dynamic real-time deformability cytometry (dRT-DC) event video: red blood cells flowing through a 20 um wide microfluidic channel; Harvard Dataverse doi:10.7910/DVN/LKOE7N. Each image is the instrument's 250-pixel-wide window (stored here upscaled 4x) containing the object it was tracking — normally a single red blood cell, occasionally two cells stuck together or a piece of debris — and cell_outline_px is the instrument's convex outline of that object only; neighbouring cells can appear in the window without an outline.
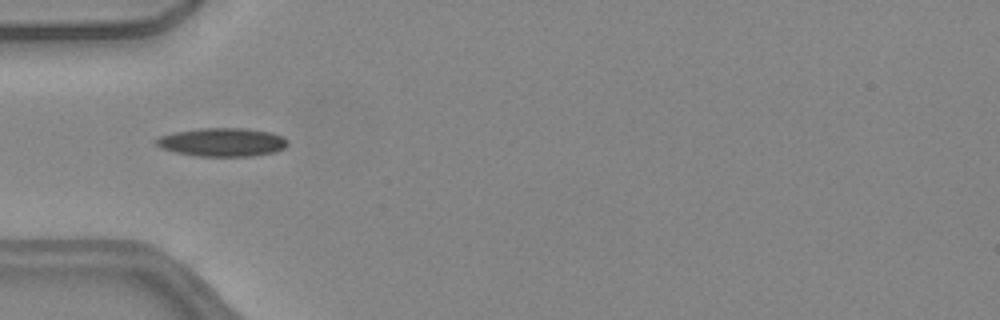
{"species": "common noctule bat (a hibernating species)", "species_latin": "Nyctalus noctula", "temperature_condition": "warm", "stored_images_in_passage": 51, "camera_frame_rate_fps": 3000, "um_per_image_px": 0.085, "animal": {"sex": "female", "body_mass_g": 24.6, "forearm_length_mm": 56.2}, "frame": {"image": 1, "passage_image": 17, "time_ms": 5.333, "image_size_px": [1000, 320], "cell_outline_px": [[288, 144], [284, 148], [276, 152], [252, 156], [200, 156], [176, 152], [160, 148], [156, 144], [156, 140], [160, 136], [176, 132], [200, 128], [244, 128], [272, 132], [284, 136], [288, 140]], "centroid_in_image_um": [18.95, 12.08], "position_along_channel_um": 66.1, "area_um2": 21.85}}
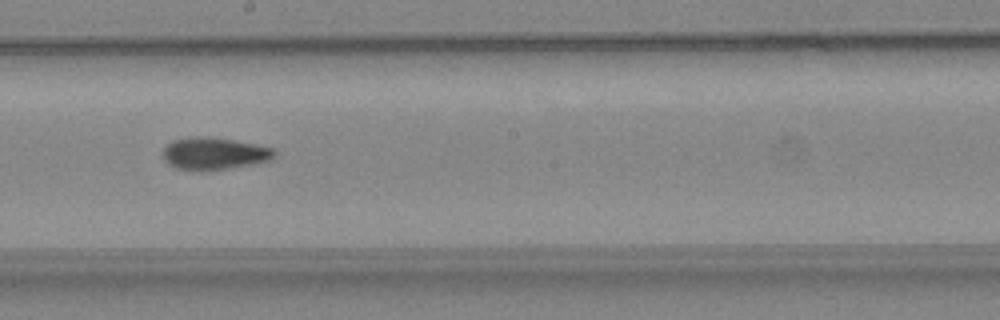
{"frame": {"image": 2, "passage_image": 29, "time_ms": 9.333, "image_size_px": [1000, 320], "cell_outline_px": [[276, 156], [272, 160], [252, 164], [228, 168], [176, 168], [168, 164], [164, 160], [164, 148], [172, 140], [196, 136], [208, 136], [232, 140], [272, 148], [276, 152]], "centroid_in_image_um": [18.23, 13.02], "position_along_channel_um": 230.0, "area_um2": 20.23}}
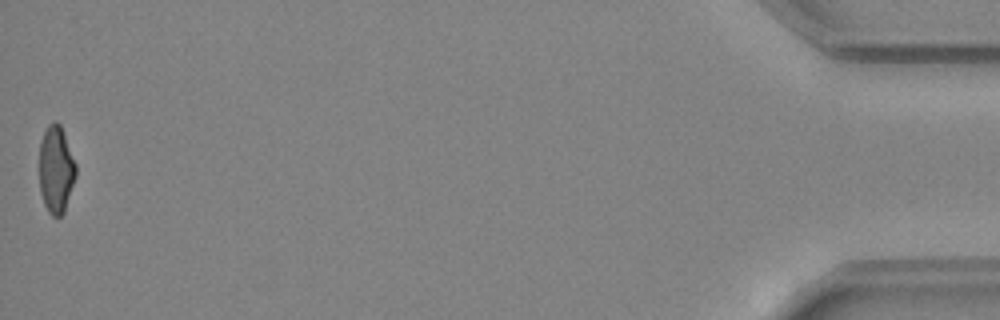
{"frame": {"image": 3, "passage_image": 51, "time_ms": 16.667, "image_size_px": [1000, 320], "cell_outline_px": [[76, 176], [64, 212], [60, 216], [52, 216], [48, 212], [44, 204], [40, 192], [40, 140], [48, 124], [52, 120], [56, 120], [60, 124], [64, 132], [76, 164]], "centroid_in_image_um": [4.76, 14.38], "position_along_channel_um": 430.4, "area_um2": 18.73}, "authors_computed_cell_mechanics": {"area_um2": 19.8832, "velocity_mm_per_s": 4.0888, "shape_relaxation_time_tau1_ms": null, "shape_relaxation_time_tau2_ms": 3.3356, "deformation_change_tau1": null, "deformation_change_tau2": 0.1049}}